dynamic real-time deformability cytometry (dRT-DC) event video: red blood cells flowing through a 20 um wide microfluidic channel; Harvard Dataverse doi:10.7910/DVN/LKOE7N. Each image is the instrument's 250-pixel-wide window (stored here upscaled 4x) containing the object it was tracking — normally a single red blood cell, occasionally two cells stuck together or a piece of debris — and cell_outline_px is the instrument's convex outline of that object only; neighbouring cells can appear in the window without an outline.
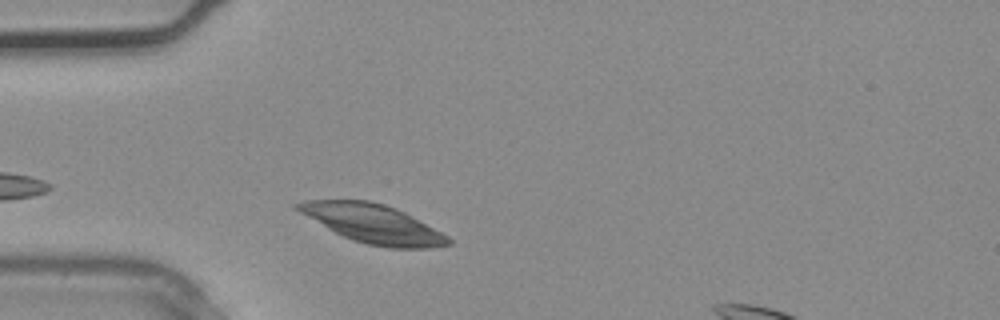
{"species": "common noctule bat (a hibernating species)", "species_latin": "Nyctalus noctula", "temperature_condition": "warm", "stored_images_in_passage": 2, "camera_frame_rate_fps": 3000, "um_per_image_px": 0.085, "animal": {"sex": "male", "body_mass_g": 20.4}, "frame": {"image": 1, "passage_image": 1, "time_ms": 0.0, "image_size_px": [1000, 320], "cell_outline_px": [[452, 244], [432, 248], [388, 248], [368, 244], [352, 240], [328, 228], [292, 208], [292, 204], [304, 200], [368, 200], [384, 204], [396, 208], [404, 212], [448, 236], [452, 240]], "centroid_in_image_um": [31.69, 19.01], "position_along_channel_um": 53.3, "area_um2": 33.76}}